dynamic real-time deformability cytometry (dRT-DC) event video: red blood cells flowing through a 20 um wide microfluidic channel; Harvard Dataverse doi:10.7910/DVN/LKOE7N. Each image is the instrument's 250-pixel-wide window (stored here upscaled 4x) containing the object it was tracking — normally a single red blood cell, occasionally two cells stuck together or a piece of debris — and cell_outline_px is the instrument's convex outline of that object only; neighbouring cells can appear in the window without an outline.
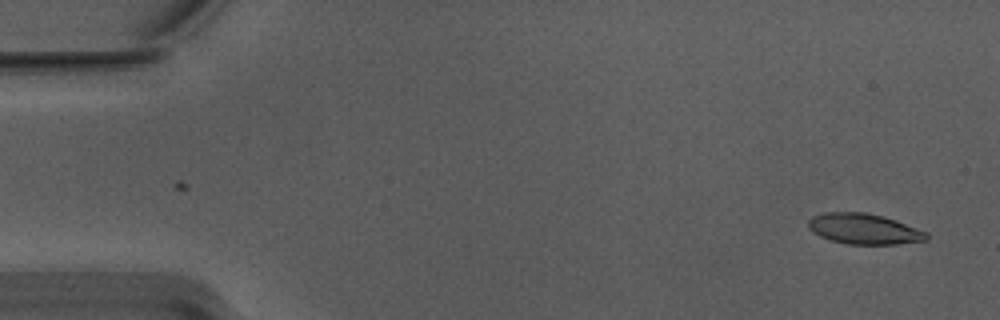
{"species": "Egyptian fruit bat (a non-hibernating species)", "species_latin": "Rousettus aegyptiacus", "temperature_condition": "warm", "stored_images_in_passage": 39, "camera_frame_rate_fps": 3000, "um_per_image_px": 0.085, "animal": {"sex": "male"}, "frame": {"image": 1, "passage_image": 2, "time_ms": 0.333, "image_size_px": [1000, 320], "cell_outline_px": [[928, 240], [896, 244], [848, 244], [832, 240], [820, 236], [808, 228], [808, 220], [812, 216], [824, 212], [864, 212], [884, 216], [896, 220], [928, 232]], "centroid_in_image_um": [73.45, 19.45], "position_along_channel_um": 11.5, "area_um2": 21.1}}
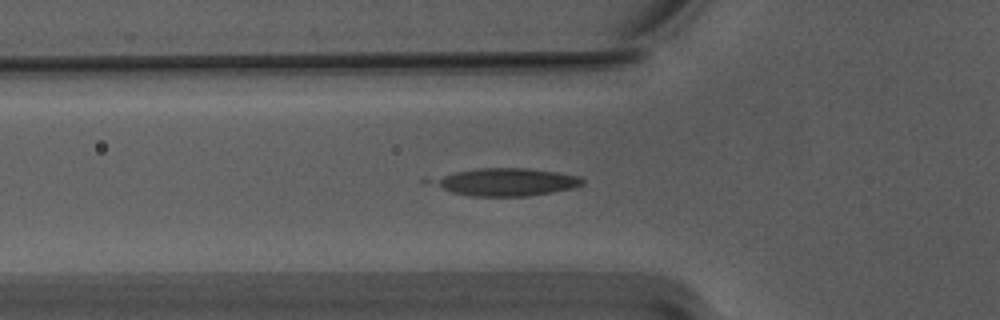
{"frame": {"image": 2, "passage_image": 18, "time_ms": 5.667, "image_size_px": [1000, 320], "cell_outline_px": [[584, 184], [576, 188], [528, 196], [468, 196], [420, 184], [420, 180], [424, 176], [476, 168], [524, 168], [556, 172], [576, 176], [584, 180]], "centroid_in_image_um": [42.68, 15.46], "position_along_channel_um": 83.1, "area_um2": 25.43}}
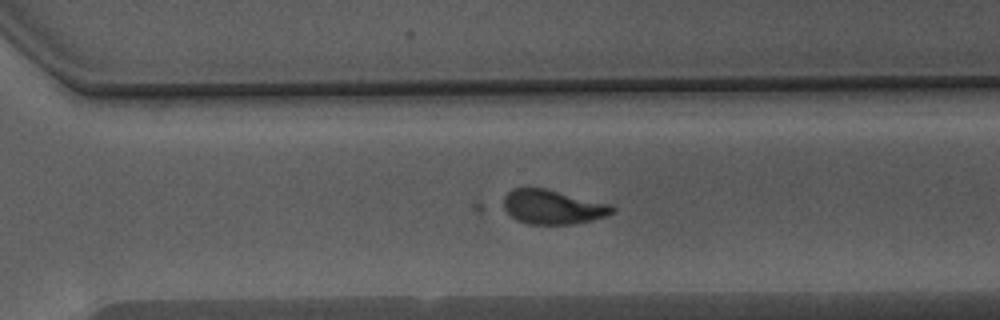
{"frame": {"image": 3, "passage_image": 37, "time_ms": 12.0, "image_size_px": [1000, 320], "cell_outline_px": [[616, 212], [608, 216], [576, 224], [528, 224], [516, 220], [504, 208], [504, 196], [512, 188], [544, 188], [612, 204], [616, 208]], "centroid_in_image_um": [47.04, 17.6], "position_along_channel_um": 323.6, "area_um2": 21.91}}